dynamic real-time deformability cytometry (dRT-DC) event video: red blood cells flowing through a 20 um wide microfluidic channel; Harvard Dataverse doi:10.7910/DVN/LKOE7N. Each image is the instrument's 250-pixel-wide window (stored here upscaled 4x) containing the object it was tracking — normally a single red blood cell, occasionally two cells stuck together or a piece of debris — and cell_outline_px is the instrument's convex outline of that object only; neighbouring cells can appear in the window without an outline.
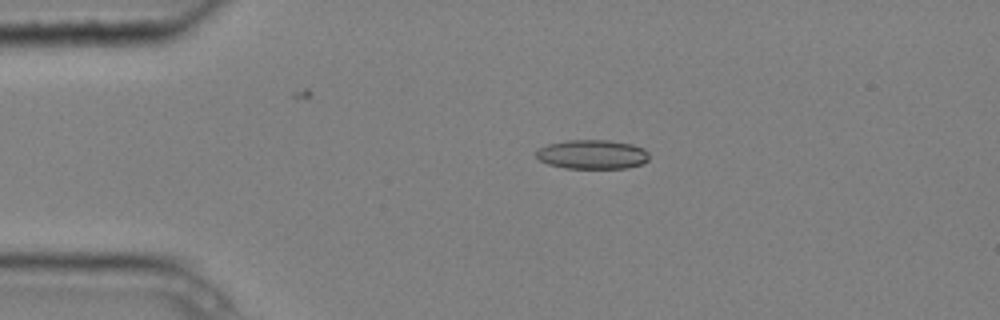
{"species": "common noctule bat (a hibernating species)", "species_latin": "Nyctalus noctula", "temperature_condition": "cold", "stored_images_in_passage": 9, "camera_frame_rate_fps": 3000, "um_per_image_px": 0.085, "animal": {"sex": "male", "body_mass_g": 20.4}, "frame": {"image": 1, "passage_image": 3, "time_ms": 0.667, "image_size_px": [1000, 320], "cell_outline_px": [[648, 160], [640, 164], [628, 168], [564, 168], [548, 164], [540, 160], [536, 156], [536, 148], [548, 144], [564, 140], [608, 140], [632, 144], [644, 148], [648, 152]], "centroid_in_image_um": [50.32, 13.12], "position_along_channel_um": 34.7, "area_um2": 19.36}}
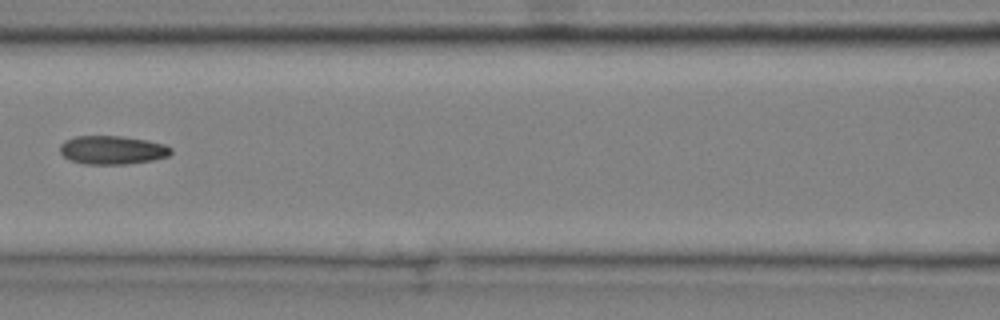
{"frame": {"image": 2, "passage_image": 6, "time_ms": 1.667, "image_size_px": [1000, 320], "cell_outline_px": [[172, 152], [168, 156], [152, 160], [128, 164], [84, 164], [68, 160], [60, 152], [60, 144], [64, 140], [76, 136], [120, 136], [148, 140], [164, 144], [172, 148]], "centroid_in_image_um": [9.53, 12.75], "position_along_channel_um": 157.1, "area_um2": 18.61}}
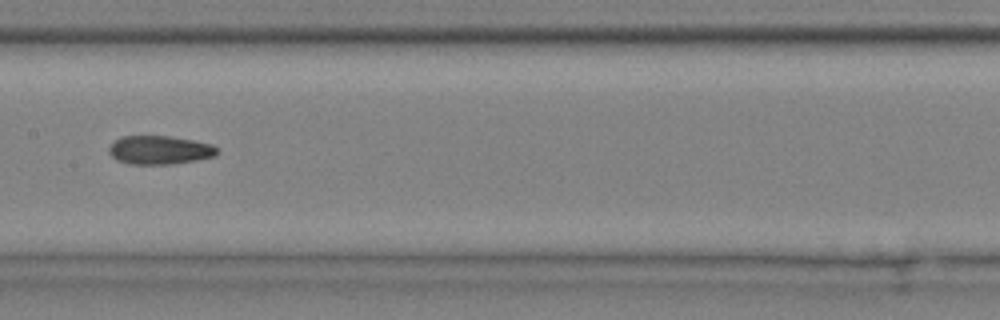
{"frame": {"image": 3, "passage_image": 7, "time_ms": 2.0, "image_size_px": [1000, 320], "cell_outline_px": [[220, 152], [216, 156], [196, 160], [172, 164], [128, 164], [116, 160], [108, 152], [108, 148], [120, 136], [168, 136], [192, 140], [212, 144]], "centroid_in_image_um": [13.57, 12.76], "position_along_channel_um": 193.8, "area_um2": 18.09}}